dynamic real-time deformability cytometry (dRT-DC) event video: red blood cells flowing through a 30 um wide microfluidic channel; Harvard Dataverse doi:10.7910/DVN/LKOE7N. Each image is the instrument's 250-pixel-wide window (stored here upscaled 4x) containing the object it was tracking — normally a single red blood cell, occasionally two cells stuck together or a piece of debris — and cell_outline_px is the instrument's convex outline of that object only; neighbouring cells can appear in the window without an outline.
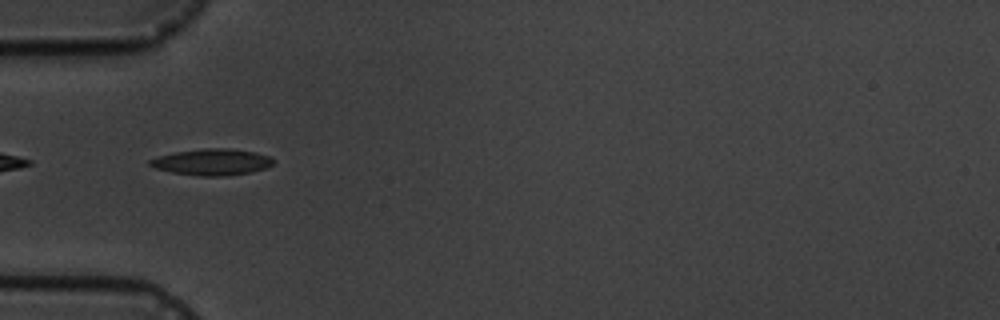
{"species": "common noctule bat (a hibernating species)", "species_latin": "Nyctalus noctula", "temperature_condition": "cold", "stored_images_in_passage": 6, "camera_frame_rate_fps": 3000, "um_per_image_px": 0.085, "animal": {"sex": "male", "body_mass_g": 19.5, "forearm_length_mm": 54.6}, "frame": {"image": 1, "passage_image": 2, "time_ms": 1.333, "image_size_px": [1000, 320], "cell_outline_px": [[276, 160], [268, 168], [252, 172], [224, 176], [200, 176], [172, 172], [156, 168], [148, 164], [148, 160], [160, 156], [176, 152], [204, 148], [228, 148], [252, 152], [268, 156]], "centroid_in_image_um": [18.05, 13.78], "position_along_channel_um": 67.0, "area_um2": 18.84}}
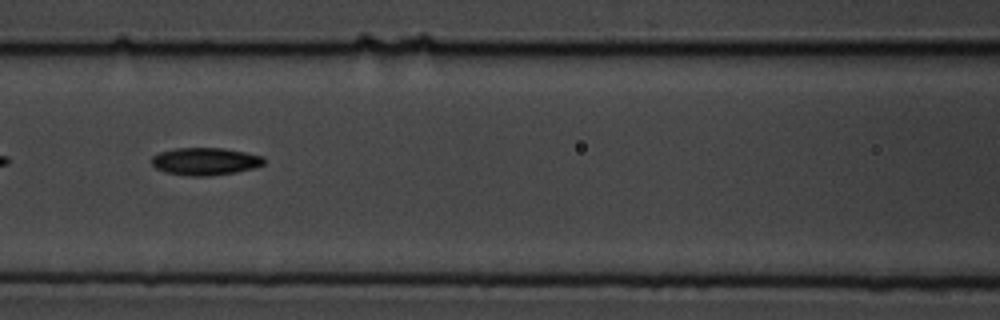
{"frame": {"image": 2, "passage_image": 4, "time_ms": 3.667, "image_size_px": [1000, 320], "cell_outline_px": [[264, 164], [252, 168], [236, 172], [208, 176], [192, 176], [168, 172], [156, 168], [152, 164], [152, 156], [160, 152], [176, 148], [224, 148], [264, 156]], "centroid_in_image_um": [17.46, 13.71], "position_along_channel_um": 149.1, "area_um2": 17.8}}
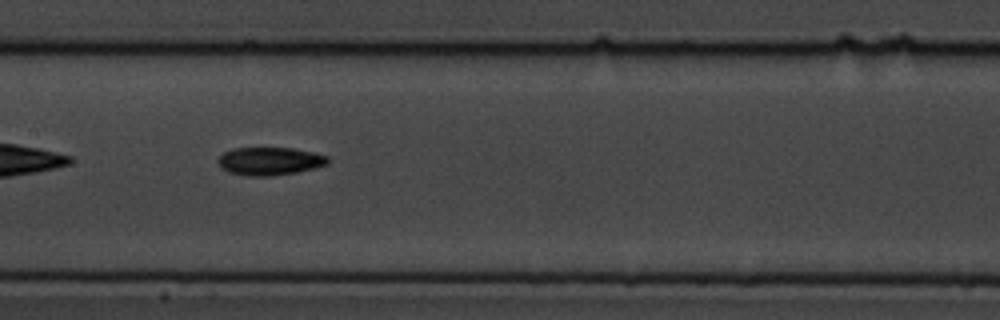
{"frame": {"image": 3, "passage_image": 5, "time_ms": 4.667, "image_size_px": [1000, 320], "cell_outline_px": [[328, 164], [296, 172], [272, 176], [248, 176], [228, 172], [220, 168], [216, 160], [224, 152], [232, 148], [292, 148], [312, 152], [328, 156]], "centroid_in_image_um": [22.87, 13.7], "position_along_channel_um": 184.5, "area_um2": 17.92}}